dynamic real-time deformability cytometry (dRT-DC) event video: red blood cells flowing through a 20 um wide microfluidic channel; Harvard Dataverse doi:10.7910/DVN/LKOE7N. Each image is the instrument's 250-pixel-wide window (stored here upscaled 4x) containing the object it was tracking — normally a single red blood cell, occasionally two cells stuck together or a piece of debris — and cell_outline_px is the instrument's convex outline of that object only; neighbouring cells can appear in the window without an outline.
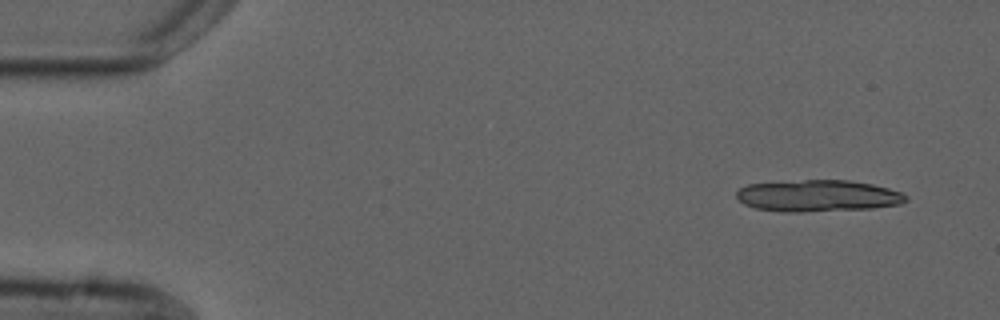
{"species": "common noctule bat (a hibernating species)", "species_latin": "Nyctalus noctula", "temperature_condition": "cold", "stored_images_in_passage": 5, "camera_frame_rate_fps": 3000, "um_per_image_px": 0.085, "animal": {"sex": "male", "forearm_length_mm": 52.5}, "frame": {"image": 1, "passage_image": 1, "time_ms": 0.0, "image_size_px": [1000, 320], "cell_outline_px": [[908, 200], [900, 204], [872, 208], [800, 212], [780, 212], [756, 208], [744, 204], [736, 196], [736, 192], [740, 188], [748, 184], [804, 180], [848, 180], [872, 184], [888, 188], [900, 192], [908, 196]], "centroid_in_image_um": [69.52, 16.64], "position_along_channel_um": 15.5, "area_um2": 31.21}}